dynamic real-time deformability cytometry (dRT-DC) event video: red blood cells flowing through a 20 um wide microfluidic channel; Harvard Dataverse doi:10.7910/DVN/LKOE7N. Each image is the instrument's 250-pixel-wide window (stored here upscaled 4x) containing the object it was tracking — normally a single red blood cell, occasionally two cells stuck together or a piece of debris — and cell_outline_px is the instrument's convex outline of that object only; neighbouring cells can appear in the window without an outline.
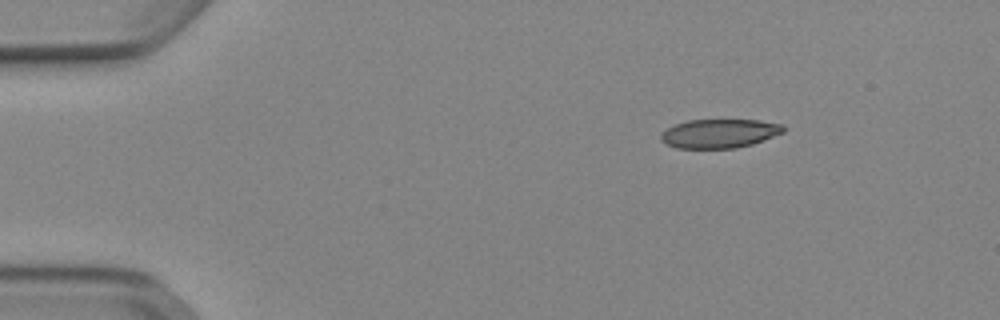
{"species": "Egyptian fruit bat (a non-hibernating species)", "species_latin": "Rousettus aegyptiacus", "temperature_condition": "cold", "stored_images_in_passage": 45, "camera_frame_rate_fps": 3000, "um_per_image_px": 0.085, "animal": {"sex": "female"}, "frame": {"image": 1, "passage_image": 1, "time_ms": 0.0, "image_size_px": [1000, 320], "cell_outline_px": [[784, 132], [764, 140], [752, 144], [736, 148], [676, 148], [660, 140], [660, 136], [668, 128], [676, 124], [688, 120], [760, 120], [784, 124]], "centroid_in_image_um": [61.19, 11.34], "position_along_channel_um": 23.8, "area_um2": 20.58}}
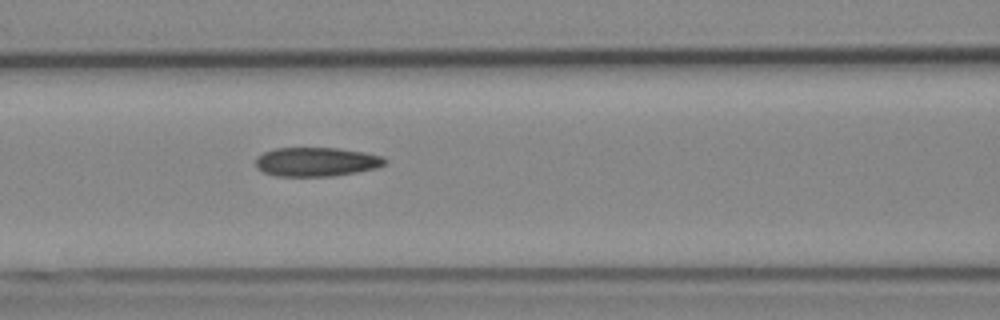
{"frame": {"image": 2, "passage_image": 16, "time_ms": 5.0, "image_size_px": [1000, 320], "cell_outline_px": [[388, 160], [380, 168], [332, 176], [272, 176], [256, 168], [256, 156], [264, 152], [276, 148], [336, 148], [364, 152], [384, 156]], "centroid_in_image_um": [26.91, 13.76], "position_along_channel_um": 139.7, "area_um2": 22.08}}
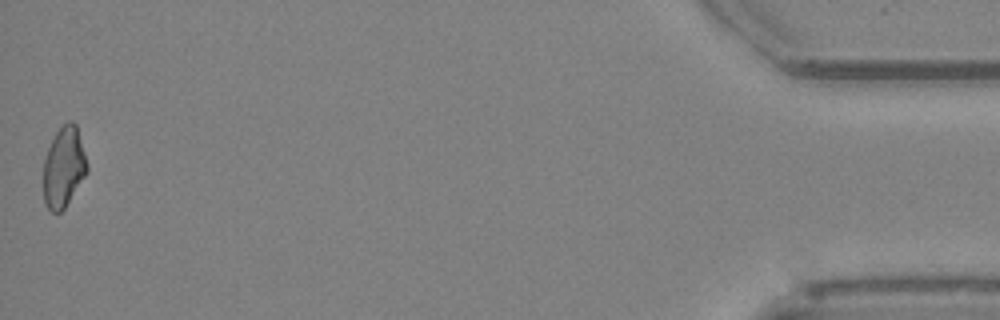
{"frame": {"image": 3, "passage_image": 45, "time_ms": 14.667, "image_size_px": [1000, 320], "cell_outline_px": [[88, 172], [64, 208], [60, 212], [52, 212], [44, 204], [44, 160], [48, 148], [56, 132], [68, 120], [72, 120], [76, 124], [88, 164]], "centroid_in_image_um": [5.43, 14.2], "position_along_channel_um": 429.8, "area_um2": 20.35}, "authors_computed_cell_mechanics": {"area_um2": 21.7906, "velocity_mm_per_s": 3.928, "shape_relaxation_time_tau1_ms": 8.233, "shape_relaxation_time_tau2_ms": 3.6111, "deformation_change_tau1": 0.1512, "deformation_change_tau2": 0.1011}}